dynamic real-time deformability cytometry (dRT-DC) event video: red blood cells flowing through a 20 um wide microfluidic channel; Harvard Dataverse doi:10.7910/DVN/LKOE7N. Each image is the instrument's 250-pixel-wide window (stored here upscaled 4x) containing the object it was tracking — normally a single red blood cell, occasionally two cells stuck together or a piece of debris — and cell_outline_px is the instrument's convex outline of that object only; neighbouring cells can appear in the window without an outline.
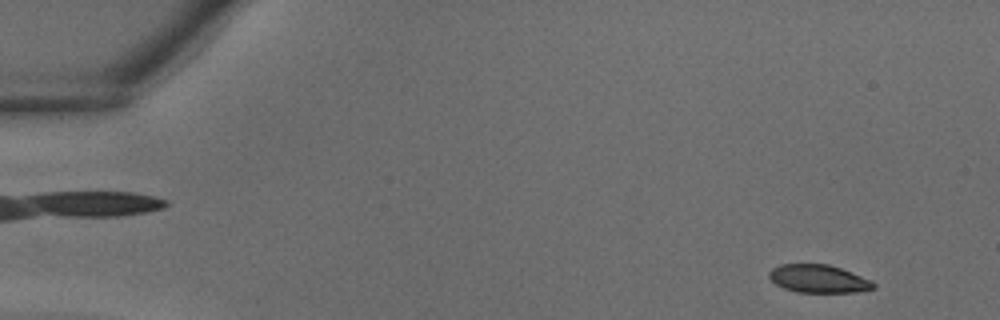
{"species": "common noctule bat (a hibernating species)", "species_latin": "Nyctalus noctula", "temperature_condition": "warm", "stored_images_in_passage": 38, "camera_frame_rate_fps": 3000, "um_per_image_px": 0.085, "animal": {"sex": "male", "body_mass_g": 18.8}, "frame": {"image": 1, "passage_image": 3, "time_ms": 0.667, "image_size_px": [1000, 320], "cell_outline_px": [[876, 288], [856, 292], [796, 292], [784, 288], [776, 284], [768, 276], [768, 272], [772, 268], [780, 264], [828, 264], [852, 272], [872, 280], [876, 284]], "centroid_in_image_um": [69.59, 23.69], "position_along_channel_um": 15.4, "area_um2": 17.11}}
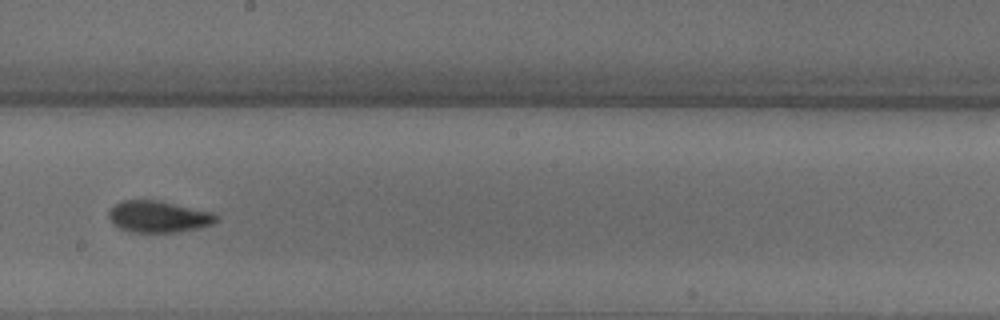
{"frame": {"image": 2, "passage_image": 22, "time_ms": 7.0, "image_size_px": [1000, 320], "cell_outline_px": [[220, 216], [212, 224], [196, 228], [172, 232], [132, 232], [116, 228], [112, 224], [108, 216], [108, 212], [120, 200], [156, 200], [216, 212]], "centroid_in_image_um": [13.45, 18.41], "position_along_channel_um": 234.7, "area_um2": 19.88}}
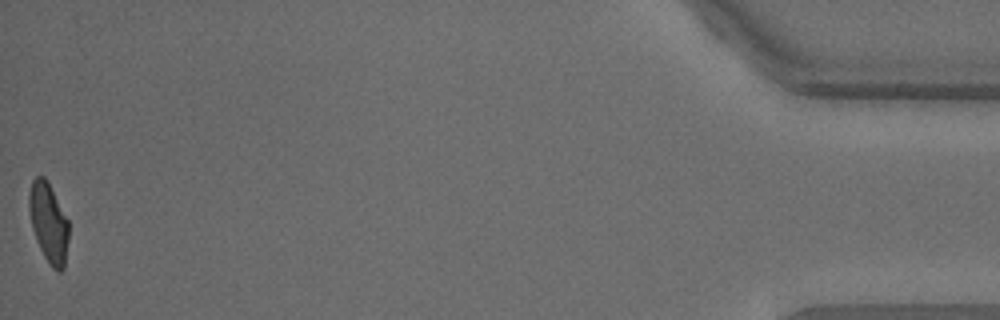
{"frame": {"image": 3, "passage_image": 38, "time_ms": 12.333, "image_size_px": [1000, 320], "cell_outline_px": [[68, 240], [64, 268], [60, 272], [56, 272], [48, 264], [36, 240], [32, 228], [28, 208], [28, 192], [32, 180], [36, 176], [44, 176], [48, 180], [68, 220]], "centroid_in_image_um": [4.11, 18.92], "position_along_channel_um": 431.1, "area_um2": 18.67}}